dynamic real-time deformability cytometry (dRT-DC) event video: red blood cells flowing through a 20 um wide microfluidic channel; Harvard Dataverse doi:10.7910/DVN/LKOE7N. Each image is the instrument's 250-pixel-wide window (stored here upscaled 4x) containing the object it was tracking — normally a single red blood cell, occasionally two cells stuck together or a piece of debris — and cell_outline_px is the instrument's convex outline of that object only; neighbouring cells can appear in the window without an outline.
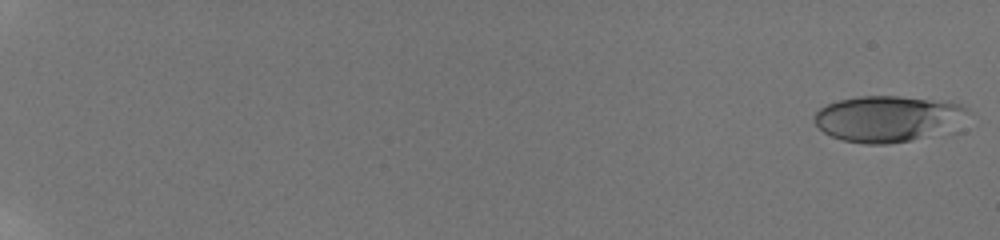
{"species": "human", "species_latin": "Homo sapiens", "temperature_condition": "room temperature", "stored_images_in_passage": 19, "camera_frame_rate_fps": 3000, "um_per_image_px": 0.085, "donor": {"sex": "male"}, "frame": {"image": 1, "passage_image": 1, "time_ms": 0.0, "image_size_px": [1000, 240], "cell_outline_px": [[976, 112], [908, 140], [888, 144], [864, 144], [844, 140], [832, 136], [824, 132], [816, 124], [816, 112], [820, 108], [828, 104], [840, 100], [860, 96], [900, 96], [948, 100], [960, 104]], "centroid_in_image_um": [75.37, 10.03], "position_along_channel_um": 9.6, "area_um2": 39.65}}
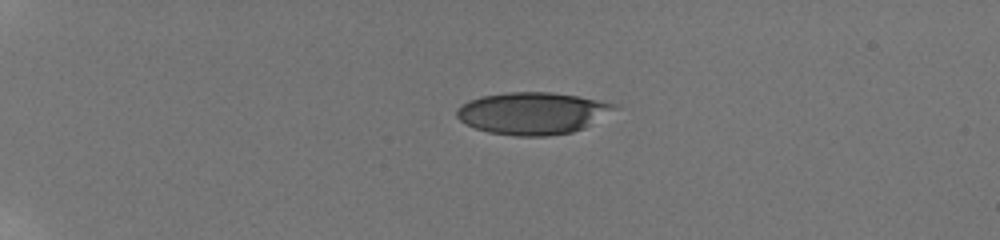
{"frame": {"image": 2, "passage_image": 10, "time_ms": 5.0, "image_size_px": [1000, 240], "cell_outline_px": [[620, 108], [584, 128], [572, 132], [548, 136], [516, 136], [488, 132], [476, 128], [460, 120], [456, 116], [456, 112], [460, 104], [468, 100], [480, 96], [508, 92], [552, 92], [576, 96], [620, 104]], "centroid_in_image_um": [45.3, 9.62], "position_along_channel_um": 39.7, "area_um2": 38.9}}
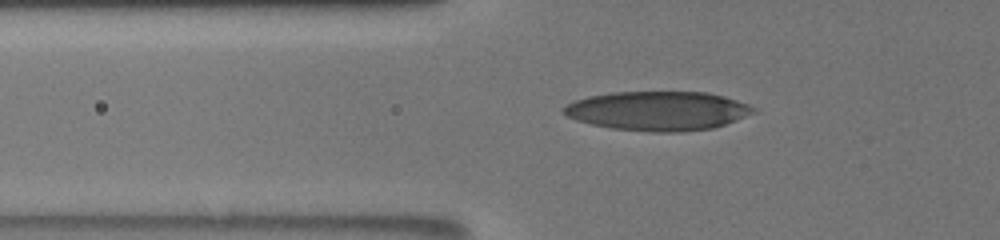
{"frame": {"image": 3, "passage_image": 15, "time_ms": 7.667, "image_size_px": [1000, 240], "cell_outline_px": [[756, 112], [736, 120], [712, 128], [680, 132], [652, 132], [612, 128], [592, 124], [576, 120], [560, 112], [560, 108], [576, 100], [588, 96], [612, 92], [708, 92], [724, 96], [748, 104], [756, 108]], "centroid_in_image_um": [55.91, 9.42], "position_along_channel_um": 69.9, "area_um2": 43.35}}